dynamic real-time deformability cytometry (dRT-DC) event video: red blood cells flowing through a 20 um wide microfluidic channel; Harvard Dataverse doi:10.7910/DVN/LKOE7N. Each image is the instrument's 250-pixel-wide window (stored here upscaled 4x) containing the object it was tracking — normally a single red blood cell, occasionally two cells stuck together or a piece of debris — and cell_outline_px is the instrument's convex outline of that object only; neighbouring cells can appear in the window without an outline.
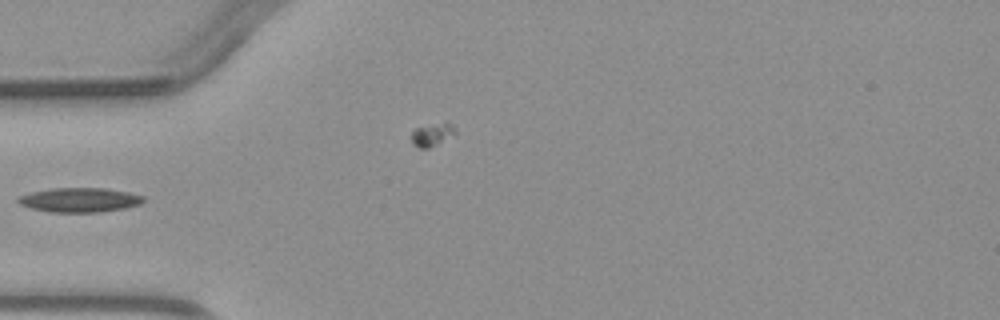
{"species": "common noctule bat (a hibernating species)", "species_latin": "Nyctalus noctula", "temperature_condition": "warm", "stored_images_in_passage": 2, "camera_frame_rate_fps": 3000, "um_per_image_px": 0.085, "animal": {"sex": "male", "body_mass_g": 23.1, "forearm_length_mm": 52.7}, "frame": {"image": 1, "passage_image": 1, "time_ms": 0.0, "image_size_px": [1000, 320], "cell_outline_px": [[144, 200], [140, 204], [124, 208], [100, 212], [52, 212], [32, 208], [20, 204], [16, 200], [16, 196], [32, 192], [52, 188], [104, 188], [128, 192], [144, 196]], "centroid_in_image_um": [6.75, 16.99], "position_along_channel_um": 78.3, "area_um2": 17.74}}